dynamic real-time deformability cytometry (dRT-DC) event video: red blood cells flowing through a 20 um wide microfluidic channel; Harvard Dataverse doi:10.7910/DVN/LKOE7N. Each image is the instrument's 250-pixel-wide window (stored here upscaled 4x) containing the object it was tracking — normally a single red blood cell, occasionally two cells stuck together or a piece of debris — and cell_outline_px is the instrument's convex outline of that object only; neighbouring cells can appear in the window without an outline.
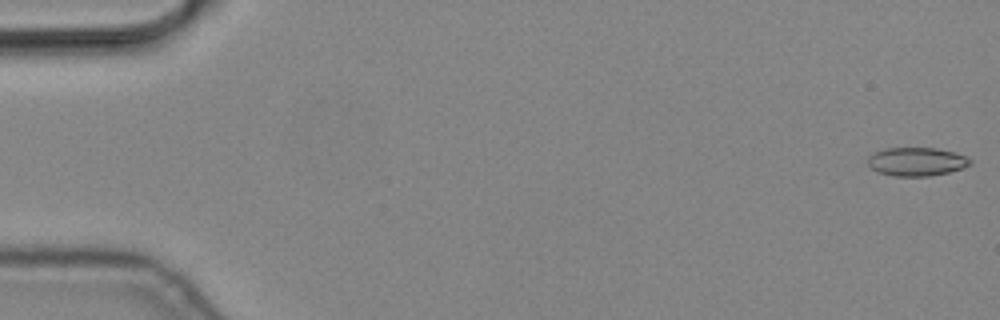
{"species": "common noctule bat (a hibernating species)", "species_latin": "Nyctalus noctula", "temperature_condition": "cold", "stored_images_in_passage": 7, "camera_frame_rate_fps": 3000, "um_per_image_px": 0.085, "animal": {"sex": "male", "body_mass_g": 19.2, "forearm_length_mm": 51.8}, "frame": {"image": 1, "passage_image": 1, "time_ms": 0.0, "image_size_px": [1000, 320], "cell_outline_px": [[972, 164], [948, 172], [932, 176], [892, 176], [876, 172], [868, 164], [868, 156], [872, 152], [884, 148], [936, 148], [952, 152], [964, 156], [972, 160]], "centroid_in_image_um": [77.85, 13.74], "position_along_channel_um": 7.1, "area_um2": 17.05}}
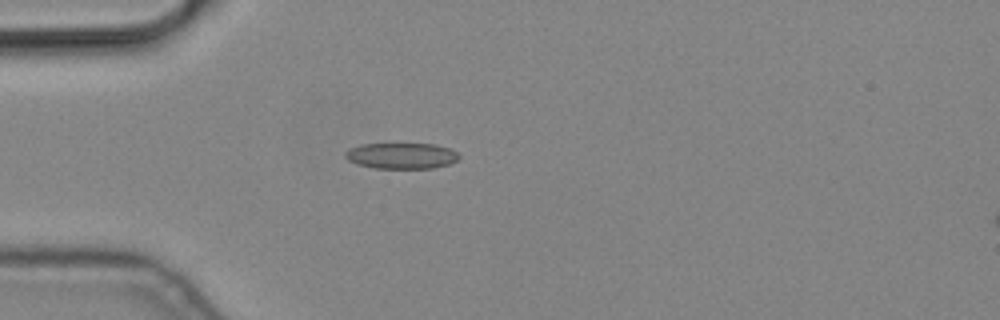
{"frame": {"image": 2, "passage_image": 5, "time_ms": 1.333, "image_size_px": [1000, 320], "cell_outline_px": [[460, 156], [456, 160], [448, 164], [432, 168], [376, 168], [356, 164], [348, 160], [344, 156], [344, 152], [348, 148], [360, 144], [436, 144], [448, 148], [456, 152]], "centroid_in_image_um": [34.07, 13.23], "position_along_channel_um": 50.9, "area_um2": 17.17}}
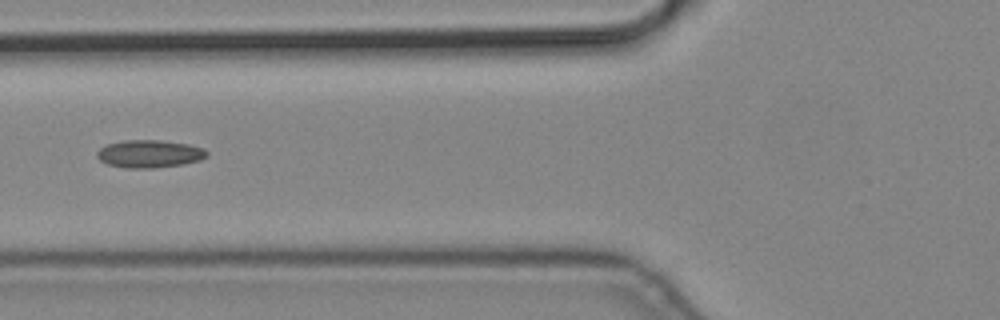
{"frame": {"image": 3, "passage_image": 7, "time_ms": 2.0, "image_size_px": [1000, 320], "cell_outline_px": [[208, 156], [200, 160], [184, 164], [156, 168], [124, 168], [108, 164], [100, 160], [96, 156], [96, 152], [100, 148], [108, 144], [124, 140], [160, 140], [188, 144], [204, 148], [208, 152]], "centroid_in_image_um": [12.72, 13.08], "position_along_channel_um": 113.1, "area_um2": 17.86}}